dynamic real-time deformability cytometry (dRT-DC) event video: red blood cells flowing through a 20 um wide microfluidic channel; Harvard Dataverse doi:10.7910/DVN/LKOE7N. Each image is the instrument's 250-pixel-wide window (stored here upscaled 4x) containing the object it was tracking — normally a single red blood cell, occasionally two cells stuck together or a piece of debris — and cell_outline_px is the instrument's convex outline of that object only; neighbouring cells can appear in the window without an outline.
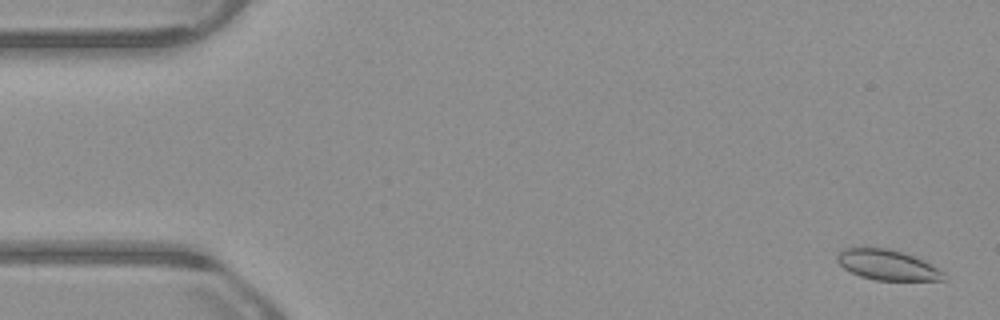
{"species": "common noctule bat (a hibernating species)", "species_latin": "Nyctalus noctula", "temperature_condition": "warm", "stored_images_in_passage": 54, "camera_frame_rate_fps": 3000, "um_per_image_px": 0.085, "animal": {"sex": "male", "body_mass_g": 23.1, "forearm_length_mm": 52.7}, "frame": {"image": 1, "passage_image": 2, "time_ms": 0.333, "image_size_px": [1000, 320], "cell_outline_px": [[948, 280], [876, 280], [860, 276], [844, 268], [836, 260], [836, 252], [844, 248], [888, 248], [912, 256], [944, 272], [948, 276]], "centroid_in_image_um": [75.39, 22.53], "position_along_channel_um": 9.6, "area_um2": 18.55}}
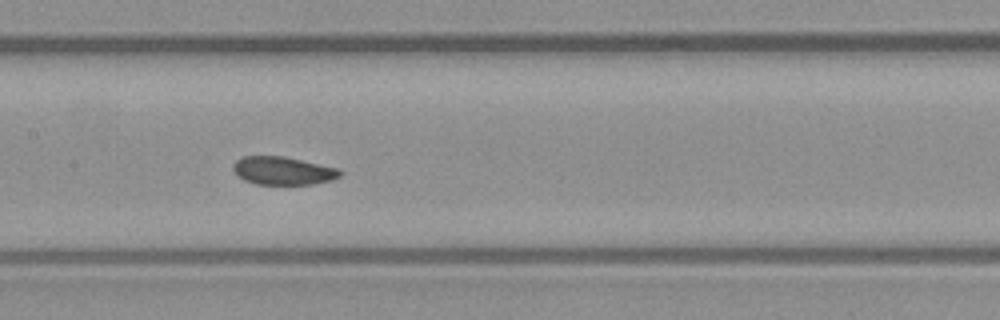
{"frame": {"image": 2, "passage_image": 26, "time_ms": 8.333, "image_size_px": [1000, 320], "cell_outline_px": [[344, 172], [340, 176], [332, 180], [312, 184], [256, 184], [244, 180], [232, 168], [232, 164], [236, 160], [244, 156], [284, 156], [340, 168]], "centroid_in_image_um": [24.09, 14.5], "position_along_channel_um": 183.3, "area_um2": 17.57}}
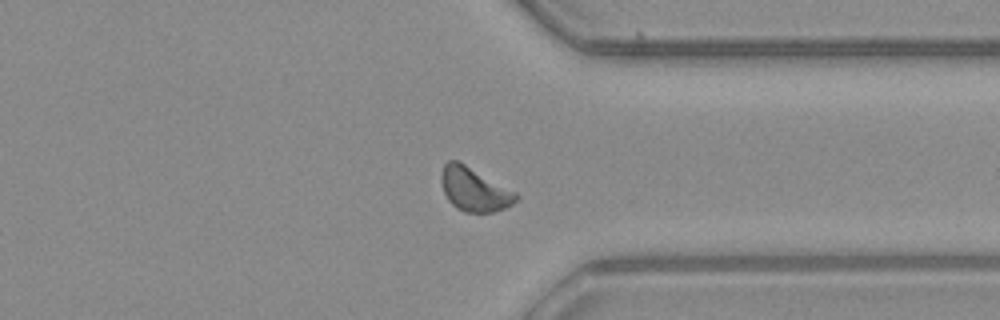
{"frame": {"image": 3, "passage_image": 41, "time_ms": 13.333, "image_size_px": [1000, 320], "cell_outline_px": [[520, 196], [512, 204], [504, 208], [492, 212], [464, 212], [456, 208], [448, 200], [444, 192], [440, 180], [440, 172], [444, 164], [448, 160], [456, 160], [464, 164], [516, 192]], "centroid_in_image_um": [40.28, 16.1], "position_along_channel_um": 371.1, "area_um2": 18.9}, "authors_computed_cell_mechanics": {"area_um2": 18.3804, "velocity_mm_per_s": 3.8169, "shape_relaxation_time_tau1_ms": 5.228, "shape_relaxation_time_tau2_ms": null, "deformation_change_tau1": 0.0936, "deformation_change_tau2": null}}